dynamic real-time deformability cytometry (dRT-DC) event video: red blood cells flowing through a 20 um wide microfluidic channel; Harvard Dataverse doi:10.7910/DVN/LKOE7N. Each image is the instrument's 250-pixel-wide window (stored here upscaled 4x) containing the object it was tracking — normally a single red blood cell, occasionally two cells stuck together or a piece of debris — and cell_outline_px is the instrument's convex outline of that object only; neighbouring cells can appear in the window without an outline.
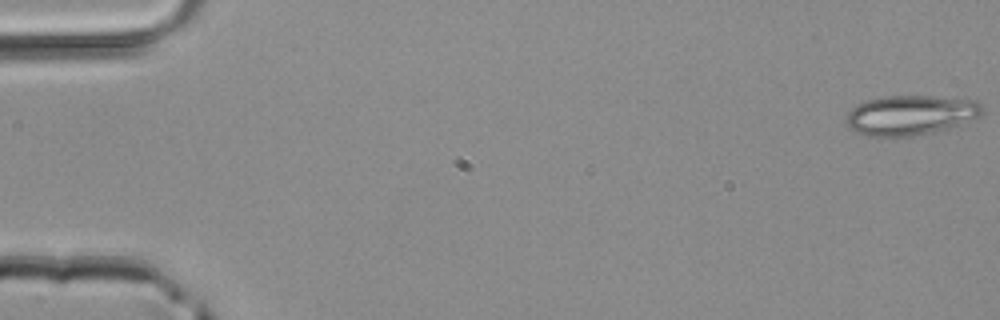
{"species": "common noctule bat (a hibernating species)", "species_latin": "Nyctalus noctula", "temperature_condition": "room temperature", "stored_images_in_passage": 3, "camera_frame_rate_fps": 3000, "um_per_image_px": 0.085, "animal": {"sex": "male", "body_mass_g": 20.4}, "frame": {"image": 1, "passage_image": 1, "time_ms": 0.0, "image_size_px": [1000, 320], "cell_outline_px": [[984, 112], [976, 124], [932, 132], [908, 136], [868, 136], [856, 132], [848, 124], [848, 112], [856, 104], [880, 96], [932, 96], [976, 100], [984, 108]], "centroid_in_image_um": [77.56, 9.79], "position_along_channel_um": 7.4, "area_um2": 32.25}}